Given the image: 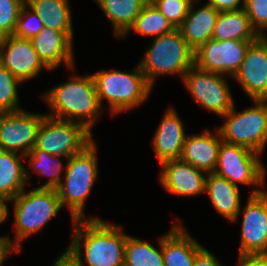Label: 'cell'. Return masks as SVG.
I'll list each match as a JSON object with an SVG mask.
<instances>
[{"label": "cell", "instance_id": "6da1fadb", "mask_svg": "<svg viewBox=\"0 0 267 266\" xmlns=\"http://www.w3.org/2000/svg\"><path fill=\"white\" fill-rule=\"evenodd\" d=\"M72 223L74 233L68 248L79 261L83 256L88 266H124L128 234L123 232L121 226L106 223L97 217L75 219Z\"/></svg>", "mask_w": 267, "mask_h": 266}, {"label": "cell", "instance_id": "7a4b0ae2", "mask_svg": "<svg viewBox=\"0 0 267 266\" xmlns=\"http://www.w3.org/2000/svg\"><path fill=\"white\" fill-rule=\"evenodd\" d=\"M42 98L51 107L52 113L46 115L81 123L89 131H92L103 110L92 74L73 75L69 81L47 91Z\"/></svg>", "mask_w": 267, "mask_h": 266}, {"label": "cell", "instance_id": "3957f363", "mask_svg": "<svg viewBox=\"0 0 267 266\" xmlns=\"http://www.w3.org/2000/svg\"><path fill=\"white\" fill-rule=\"evenodd\" d=\"M96 149V142L92 141L81 152L73 154L67 160L64 179L55 188L62 207L65 204L68 207L72 221L86 219L85 202L98 178Z\"/></svg>", "mask_w": 267, "mask_h": 266}, {"label": "cell", "instance_id": "277c9868", "mask_svg": "<svg viewBox=\"0 0 267 266\" xmlns=\"http://www.w3.org/2000/svg\"><path fill=\"white\" fill-rule=\"evenodd\" d=\"M100 106L106 99L109 111L115 115L133 109L146 102L152 86L137 64L130 72L100 70L92 74Z\"/></svg>", "mask_w": 267, "mask_h": 266}, {"label": "cell", "instance_id": "5b68a950", "mask_svg": "<svg viewBox=\"0 0 267 266\" xmlns=\"http://www.w3.org/2000/svg\"><path fill=\"white\" fill-rule=\"evenodd\" d=\"M22 190L16 197L9 200L13 202L15 219V240L12 246L21 251L20 243L36 234L55 217L62 205L56 189L33 188L30 191Z\"/></svg>", "mask_w": 267, "mask_h": 266}, {"label": "cell", "instance_id": "8992f818", "mask_svg": "<svg viewBox=\"0 0 267 266\" xmlns=\"http://www.w3.org/2000/svg\"><path fill=\"white\" fill-rule=\"evenodd\" d=\"M195 51L187 44L178 28L154 37L139 63L146 80L153 87L155 78L163 75H183L194 66Z\"/></svg>", "mask_w": 267, "mask_h": 266}, {"label": "cell", "instance_id": "52a82bcc", "mask_svg": "<svg viewBox=\"0 0 267 266\" xmlns=\"http://www.w3.org/2000/svg\"><path fill=\"white\" fill-rule=\"evenodd\" d=\"M254 106L237 112L236 106L224 116L218 130L222 140L263 153L267 144V100H253Z\"/></svg>", "mask_w": 267, "mask_h": 266}, {"label": "cell", "instance_id": "ba28073f", "mask_svg": "<svg viewBox=\"0 0 267 266\" xmlns=\"http://www.w3.org/2000/svg\"><path fill=\"white\" fill-rule=\"evenodd\" d=\"M92 138V132L83 124L46 115L39 126L33 148L68 160L89 145Z\"/></svg>", "mask_w": 267, "mask_h": 266}, {"label": "cell", "instance_id": "9c48e42d", "mask_svg": "<svg viewBox=\"0 0 267 266\" xmlns=\"http://www.w3.org/2000/svg\"><path fill=\"white\" fill-rule=\"evenodd\" d=\"M261 154L247 147L222 142L214 173L238 185H258L250 194H259L265 183L266 169L259 159Z\"/></svg>", "mask_w": 267, "mask_h": 266}, {"label": "cell", "instance_id": "30bf717a", "mask_svg": "<svg viewBox=\"0 0 267 266\" xmlns=\"http://www.w3.org/2000/svg\"><path fill=\"white\" fill-rule=\"evenodd\" d=\"M224 74L204 71L192 66L182 78L194 100L216 115H226L235 102Z\"/></svg>", "mask_w": 267, "mask_h": 266}, {"label": "cell", "instance_id": "8fae6325", "mask_svg": "<svg viewBox=\"0 0 267 266\" xmlns=\"http://www.w3.org/2000/svg\"><path fill=\"white\" fill-rule=\"evenodd\" d=\"M252 42L254 41H219L210 38L195 51L194 65L204 71L233 77Z\"/></svg>", "mask_w": 267, "mask_h": 266}, {"label": "cell", "instance_id": "7c38bea8", "mask_svg": "<svg viewBox=\"0 0 267 266\" xmlns=\"http://www.w3.org/2000/svg\"><path fill=\"white\" fill-rule=\"evenodd\" d=\"M46 114L24 109L0 112V150L26 155L34 147L39 126Z\"/></svg>", "mask_w": 267, "mask_h": 266}, {"label": "cell", "instance_id": "4fadbf2b", "mask_svg": "<svg viewBox=\"0 0 267 266\" xmlns=\"http://www.w3.org/2000/svg\"><path fill=\"white\" fill-rule=\"evenodd\" d=\"M0 64L23 83L36 77L44 68L51 71L39 58L30 39L14 35L0 38Z\"/></svg>", "mask_w": 267, "mask_h": 266}, {"label": "cell", "instance_id": "5bb4252c", "mask_svg": "<svg viewBox=\"0 0 267 266\" xmlns=\"http://www.w3.org/2000/svg\"><path fill=\"white\" fill-rule=\"evenodd\" d=\"M248 198L243 209L239 254H267V191Z\"/></svg>", "mask_w": 267, "mask_h": 266}, {"label": "cell", "instance_id": "9a60e30c", "mask_svg": "<svg viewBox=\"0 0 267 266\" xmlns=\"http://www.w3.org/2000/svg\"><path fill=\"white\" fill-rule=\"evenodd\" d=\"M251 100H267V36H260L246 51L244 60L232 77Z\"/></svg>", "mask_w": 267, "mask_h": 266}, {"label": "cell", "instance_id": "2e32d148", "mask_svg": "<svg viewBox=\"0 0 267 266\" xmlns=\"http://www.w3.org/2000/svg\"><path fill=\"white\" fill-rule=\"evenodd\" d=\"M162 167L159 181L166 191L177 196H196L205 193V171L193 167L181 159L168 160ZM205 174V175H204Z\"/></svg>", "mask_w": 267, "mask_h": 266}, {"label": "cell", "instance_id": "e0dca14e", "mask_svg": "<svg viewBox=\"0 0 267 266\" xmlns=\"http://www.w3.org/2000/svg\"><path fill=\"white\" fill-rule=\"evenodd\" d=\"M34 50L42 62L53 71L62 64L74 70L73 41L62 31L44 27L31 39Z\"/></svg>", "mask_w": 267, "mask_h": 266}, {"label": "cell", "instance_id": "ac0fdd59", "mask_svg": "<svg viewBox=\"0 0 267 266\" xmlns=\"http://www.w3.org/2000/svg\"><path fill=\"white\" fill-rule=\"evenodd\" d=\"M174 109H167L153 135L152 146L159 165L168 160L180 159L187 137L184 124Z\"/></svg>", "mask_w": 267, "mask_h": 266}, {"label": "cell", "instance_id": "d6986e66", "mask_svg": "<svg viewBox=\"0 0 267 266\" xmlns=\"http://www.w3.org/2000/svg\"><path fill=\"white\" fill-rule=\"evenodd\" d=\"M202 132L186 137L180 159L207 174L215 171L223 140L218 129L215 133L207 129Z\"/></svg>", "mask_w": 267, "mask_h": 266}, {"label": "cell", "instance_id": "ffe728a7", "mask_svg": "<svg viewBox=\"0 0 267 266\" xmlns=\"http://www.w3.org/2000/svg\"><path fill=\"white\" fill-rule=\"evenodd\" d=\"M178 222L162 236L164 266H193L196 253L203 247Z\"/></svg>", "mask_w": 267, "mask_h": 266}, {"label": "cell", "instance_id": "44dd1931", "mask_svg": "<svg viewBox=\"0 0 267 266\" xmlns=\"http://www.w3.org/2000/svg\"><path fill=\"white\" fill-rule=\"evenodd\" d=\"M195 3L196 1L191 3L186 18L178 27L182 37L194 51L212 38L214 26L220 13L207 3L199 9H195Z\"/></svg>", "mask_w": 267, "mask_h": 266}, {"label": "cell", "instance_id": "7402d4cb", "mask_svg": "<svg viewBox=\"0 0 267 266\" xmlns=\"http://www.w3.org/2000/svg\"><path fill=\"white\" fill-rule=\"evenodd\" d=\"M238 185L229 182L214 172L207 173L205 193L215 210L230 222H236L241 212Z\"/></svg>", "mask_w": 267, "mask_h": 266}, {"label": "cell", "instance_id": "603a6c76", "mask_svg": "<svg viewBox=\"0 0 267 266\" xmlns=\"http://www.w3.org/2000/svg\"><path fill=\"white\" fill-rule=\"evenodd\" d=\"M25 156L0 150V195L7 201L16 197L29 180L30 173L21 163Z\"/></svg>", "mask_w": 267, "mask_h": 266}, {"label": "cell", "instance_id": "cb8c5ba5", "mask_svg": "<svg viewBox=\"0 0 267 266\" xmlns=\"http://www.w3.org/2000/svg\"><path fill=\"white\" fill-rule=\"evenodd\" d=\"M259 37L258 33L252 27L244 8L240 10L221 11L212 34V38L219 41H256Z\"/></svg>", "mask_w": 267, "mask_h": 266}, {"label": "cell", "instance_id": "d4e9b609", "mask_svg": "<svg viewBox=\"0 0 267 266\" xmlns=\"http://www.w3.org/2000/svg\"><path fill=\"white\" fill-rule=\"evenodd\" d=\"M43 26L64 32L73 41L72 15L69 0H26Z\"/></svg>", "mask_w": 267, "mask_h": 266}, {"label": "cell", "instance_id": "484cf974", "mask_svg": "<svg viewBox=\"0 0 267 266\" xmlns=\"http://www.w3.org/2000/svg\"><path fill=\"white\" fill-rule=\"evenodd\" d=\"M149 0H95L114 27V34L122 37L135 22Z\"/></svg>", "mask_w": 267, "mask_h": 266}, {"label": "cell", "instance_id": "4316f807", "mask_svg": "<svg viewBox=\"0 0 267 266\" xmlns=\"http://www.w3.org/2000/svg\"><path fill=\"white\" fill-rule=\"evenodd\" d=\"M158 240L159 249L149 242L128 235L125 242L124 266H164L162 236Z\"/></svg>", "mask_w": 267, "mask_h": 266}, {"label": "cell", "instance_id": "83f0119b", "mask_svg": "<svg viewBox=\"0 0 267 266\" xmlns=\"http://www.w3.org/2000/svg\"><path fill=\"white\" fill-rule=\"evenodd\" d=\"M176 29L162 13L149 0L142 8L135 22L129 30L122 36L125 38L130 31L137 32L143 36L158 37Z\"/></svg>", "mask_w": 267, "mask_h": 266}, {"label": "cell", "instance_id": "f1b7e54d", "mask_svg": "<svg viewBox=\"0 0 267 266\" xmlns=\"http://www.w3.org/2000/svg\"><path fill=\"white\" fill-rule=\"evenodd\" d=\"M61 157L46 153L44 150L32 148L28 154L25 155V159L29 158V167H32L33 171L39 175H46L49 177L47 182L38 188H52L55 189L61 179V172H65L66 166L63 167Z\"/></svg>", "mask_w": 267, "mask_h": 266}, {"label": "cell", "instance_id": "f546056e", "mask_svg": "<svg viewBox=\"0 0 267 266\" xmlns=\"http://www.w3.org/2000/svg\"><path fill=\"white\" fill-rule=\"evenodd\" d=\"M22 82L0 64V112L18 111V85Z\"/></svg>", "mask_w": 267, "mask_h": 266}, {"label": "cell", "instance_id": "4dcf8cb0", "mask_svg": "<svg viewBox=\"0 0 267 266\" xmlns=\"http://www.w3.org/2000/svg\"><path fill=\"white\" fill-rule=\"evenodd\" d=\"M44 26L38 15L25 3L19 13L14 36L32 39L43 30Z\"/></svg>", "mask_w": 267, "mask_h": 266}, {"label": "cell", "instance_id": "1f68e13d", "mask_svg": "<svg viewBox=\"0 0 267 266\" xmlns=\"http://www.w3.org/2000/svg\"><path fill=\"white\" fill-rule=\"evenodd\" d=\"M162 15L178 28L186 18L191 0H150Z\"/></svg>", "mask_w": 267, "mask_h": 266}, {"label": "cell", "instance_id": "d6a6232c", "mask_svg": "<svg viewBox=\"0 0 267 266\" xmlns=\"http://www.w3.org/2000/svg\"><path fill=\"white\" fill-rule=\"evenodd\" d=\"M26 0H0V38L13 35L17 19Z\"/></svg>", "mask_w": 267, "mask_h": 266}, {"label": "cell", "instance_id": "836d02e7", "mask_svg": "<svg viewBox=\"0 0 267 266\" xmlns=\"http://www.w3.org/2000/svg\"><path fill=\"white\" fill-rule=\"evenodd\" d=\"M244 9L259 36H267V0H244Z\"/></svg>", "mask_w": 267, "mask_h": 266}, {"label": "cell", "instance_id": "e575fe53", "mask_svg": "<svg viewBox=\"0 0 267 266\" xmlns=\"http://www.w3.org/2000/svg\"><path fill=\"white\" fill-rule=\"evenodd\" d=\"M193 266H222V264L216 256L202 247L195 255Z\"/></svg>", "mask_w": 267, "mask_h": 266}, {"label": "cell", "instance_id": "d590c367", "mask_svg": "<svg viewBox=\"0 0 267 266\" xmlns=\"http://www.w3.org/2000/svg\"><path fill=\"white\" fill-rule=\"evenodd\" d=\"M238 266H267V254H239Z\"/></svg>", "mask_w": 267, "mask_h": 266}, {"label": "cell", "instance_id": "8d00e7d4", "mask_svg": "<svg viewBox=\"0 0 267 266\" xmlns=\"http://www.w3.org/2000/svg\"><path fill=\"white\" fill-rule=\"evenodd\" d=\"M207 4H211L219 12L244 8V0H208Z\"/></svg>", "mask_w": 267, "mask_h": 266}, {"label": "cell", "instance_id": "74e56055", "mask_svg": "<svg viewBox=\"0 0 267 266\" xmlns=\"http://www.w3.org/2000/svg\"><path fill=\"white\" fill-rule=\"evenodd\" d=\"M52 266H84V264L83 261H79L75 254L67 248Z\"/></svg>", "mask_w": 267, "mask_h": 266}, {"label": "cell", "instance_id": "f35d334b", "mask_svg": "<svg viewBox=\"0 0 267 266\" xmlns=\"http://www.w3.org/2000/svg\"><path fill=\"white\" fill-rule=\"evenodd\" d=\"M17 250L12 246V240L10 237L0 235V266L4 265L5 260L7 259L12 252Z\"/></svg>", "mask_w": 267, "mask_h": 266}, {"label": "cell", "instance_id": "ab89813d", "mask_svg": "<svg viewBox=\"0 0 267 266\" xmlns=\"http://www.w3.org/2000/svg\"><path fill=\"white\" fill-rule=\"evenodd\" d=\"M6 202L8 201L0 195V223L6 221V219L9 217V209L6 205Z\"/></svg>", "mask_w": 267, "mask_h": 266}]
</instances>
